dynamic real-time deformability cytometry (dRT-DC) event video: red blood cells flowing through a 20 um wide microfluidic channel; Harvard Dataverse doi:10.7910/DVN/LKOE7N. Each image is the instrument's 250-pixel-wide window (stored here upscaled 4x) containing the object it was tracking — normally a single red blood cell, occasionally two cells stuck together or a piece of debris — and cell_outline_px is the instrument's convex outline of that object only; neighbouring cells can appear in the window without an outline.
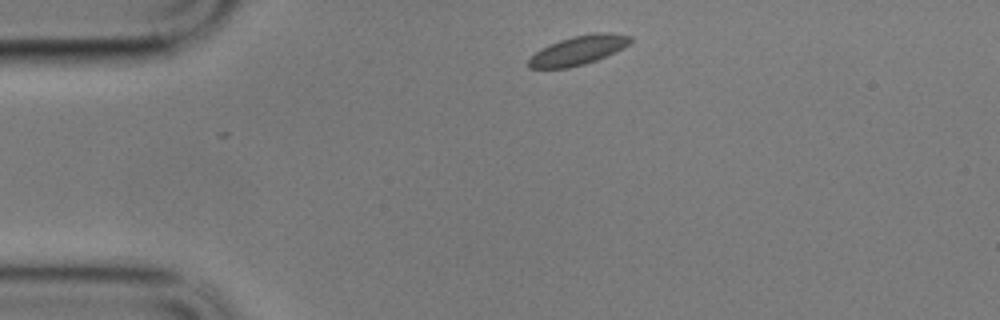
{"species": "common noctule bat (a hibernating species)", "species_latin": "Nyctalus noctula", "temperature_condition": "cold", "stored_images_in_passage": 42, "camera_frame_rate_fps": 3000, "um_per_image_px": 0.085, "animal": {"sex": "male", "body_mass_g": 17.9}, "frame": {"image": 1, "passage_image": 1, "time_ms": 0.0, "image_size_px": [1000, 320], "cell_outline_px": [[632, 40], [624, 48], [616, 52], [596, 60], [584, 64], [568, 68], [528, 68], [528, 60], [536, 52], [560, 40], [572, 36], [596, 32], [608, 32], [632, 36]], "centroid_in_image_um": [49.2, 4.27], "position_along_channel_um": 35.8, "area_um2": 17.11}}
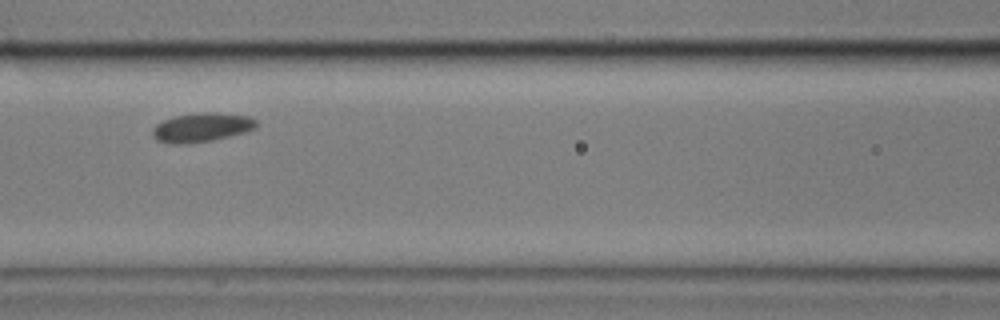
{"frame": {"image": 2, "passage_image": 15, "time_ms": 4.667, "image_size_px": [1000, 320], "cell_outline_px": [[256, 128], [248, 132], [212, 140], [188, 144], [168, 144], [156, 140], [152, 136], [152, 128], [156, 124], [164, 120], [176, 116], [200, 112], [216, 112], [248, 116], [256, 120]], "centroid_in_image_um": [17.13, 10.84], "position_along_channel_um": 149.5, "area_um2": 17.8}}
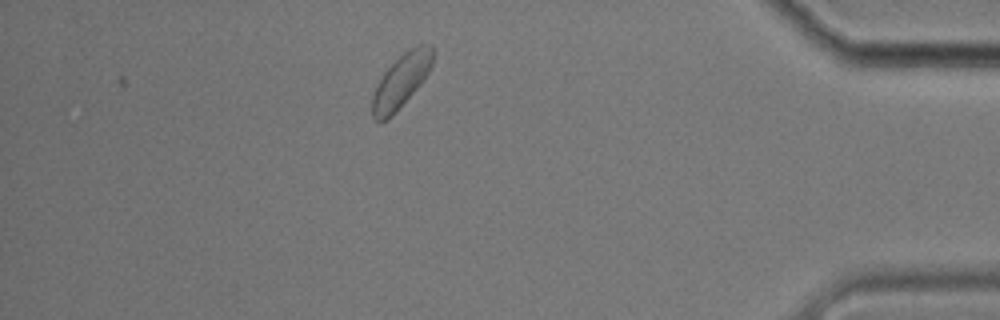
{"frame": {"image": 3, "passage_image": 42, "time_ms": 13.667, "image_size_px": [1000, 320], "cell_outline_px": [[436, 48], [432, 64], [424, 80], [396, 112], [388, 120], [380, 124], [372, 116], [372, 96], [376, 84], [384, 72], [404, 52], [416, 44], [432, 44]], "centroid_in_image_um": [34.11, 6.87], "position_along_channel_um": 401.1, "area_um2": 19.25}, "authors_computed_cell_mechanics": {"area_um2": 17.2822, "velocity_mm_per_s": 3.2454, "shape_relaxation_time_tau1_ms": null, "shape_relaxation_time_tau2_ms": 4.367, "deformation_change_tau1": null, "deformation_change_tau2": 0.0539}}